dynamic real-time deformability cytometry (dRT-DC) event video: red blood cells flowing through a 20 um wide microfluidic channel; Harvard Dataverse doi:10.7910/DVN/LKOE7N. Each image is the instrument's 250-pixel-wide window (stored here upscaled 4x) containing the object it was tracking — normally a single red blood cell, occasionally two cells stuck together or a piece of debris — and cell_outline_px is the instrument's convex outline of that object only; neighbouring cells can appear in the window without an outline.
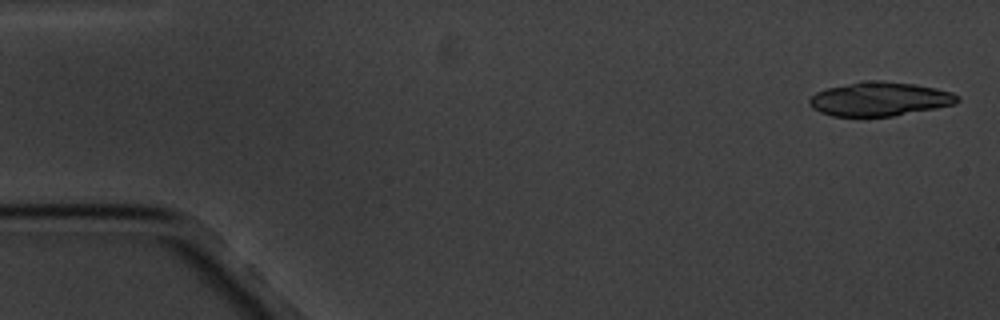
{"species": "common noctule bat (a hibernating species)", "species_latin": "Nyctalus noctula", "temperature_condition": "cold", "stored_images_in_passage": 6, "camera_frame_rate_fps": 3000, "um_per_image_px": 0.085, "animal": {"sex": "male", "body_mass_g": 20.1, "forearm_length_mm": 53.5}, "frame": {"image": 1, "passage_image": 1, "time_ms": 0.0, "image_size_px": [1000, 320], "cell_outline_px": [[960, 100], [956, 104], [936, 108], [892, 116], [832, 116], [820, 112], [812, 108], [808, 104], [808, 100], [816, 92], [828, 88], [864, 80], [880, 80], [916, 84], [936, 88], [952, 92], [960, 96]], "centroid_in_image_um": [74.79, 8.41], "position_along_channel_um": 10.2, "area_um2": 29.42}}